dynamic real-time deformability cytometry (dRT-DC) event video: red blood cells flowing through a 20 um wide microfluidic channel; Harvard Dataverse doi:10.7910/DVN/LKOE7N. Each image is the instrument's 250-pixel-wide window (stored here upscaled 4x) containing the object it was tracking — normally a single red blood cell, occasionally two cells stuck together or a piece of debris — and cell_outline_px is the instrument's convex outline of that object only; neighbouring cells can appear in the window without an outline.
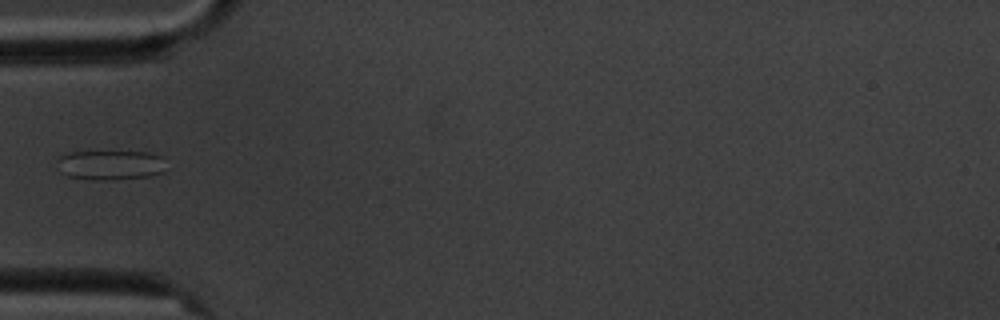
{"species": "common noctule bat (a hibernating species)", "species_latin": "Nyctalus noctula", "temperature_condition": "cold", "stored_images_in_passage": 2, "camera_frame_rate_fps": 3000, "um_per_image_px": 0.085, "animal": {"sex": "male", "body_mass_g": 20.1, "forearm_length_mm": 53.5}, "frame": {"image": 1, "passage_image": 1, "time_ms": 0.0, "image_size_px": [1000, 320], "cell_outline_px": [[164, 172], [148, 176], [112, 180], [92, 180], [68, 176], [60, 172], [56, 168], [56, 160], [60, 156], [72, 152], [148, 152], [164, 156]], "centroid_in_image_um": [9.36, 14.03], "position_along_channel_um": 75.6, "area_um2": 19.07}}
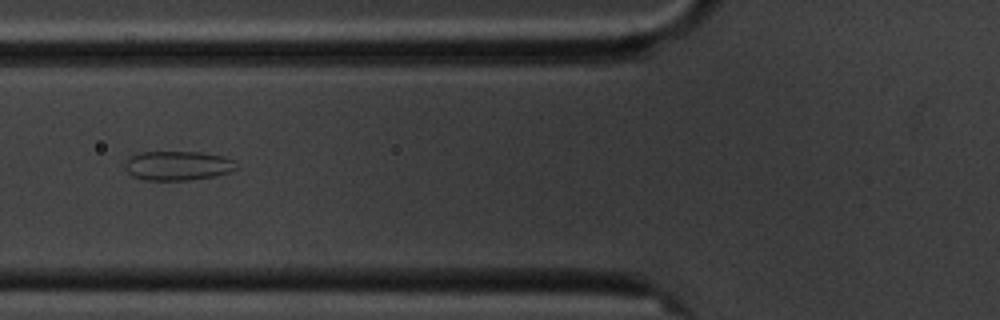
{"frame": {"image": 2, "passage_image": 2, "time_ms": 1.0, "image_size_px": [1000, 320], "cell_outline_px": [[240, 168], [232, 172], [212, 176], [188, 180], [144, 180], [132, 176], [124, 168], [124, 164], [132, 156], [140, 152], [200, 152], [224, 156], [236, 160]], "centroid_in_image_um": [15.17, 14.08], "position_along_channel_um": 110.6, "area_um2": 19.25}}